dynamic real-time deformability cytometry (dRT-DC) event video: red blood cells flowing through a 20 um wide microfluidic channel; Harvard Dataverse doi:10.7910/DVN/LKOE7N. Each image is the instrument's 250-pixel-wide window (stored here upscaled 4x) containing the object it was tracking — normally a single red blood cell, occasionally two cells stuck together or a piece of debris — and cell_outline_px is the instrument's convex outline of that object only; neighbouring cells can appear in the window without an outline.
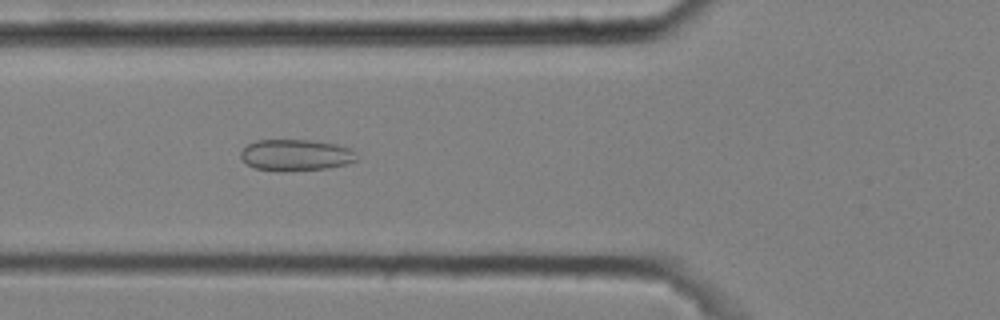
{"species": "common noctule bat (a hibernating species)", "species_latin": "Nyctalus noctula", "temperature_condition": "cold", "stored_images_in_passage": 35, "camera_frame_rate_fps": 3000, "um_per_image_px": 0.085, "animal": {"sex": "male", "body_mass_g": 20.4}, "frame": {"image": 1, "passage_image": 3, "time_ms": 0.667, "image_size_px": [1000, 320], "cell_outline_px": [[356, 160], [348, 164], [328, 168], [288, 172], [280, 172], [256, 168], [248, 164], [240, 156], [240, 152], [248, 144], [256, 140], [312, 140], [336, 144], [348, 148], [352, 152]], "centroid_in_image_um": [25.11, 13.19], "position_along_channel_um": 100.7, "area_um2": 21.21}}
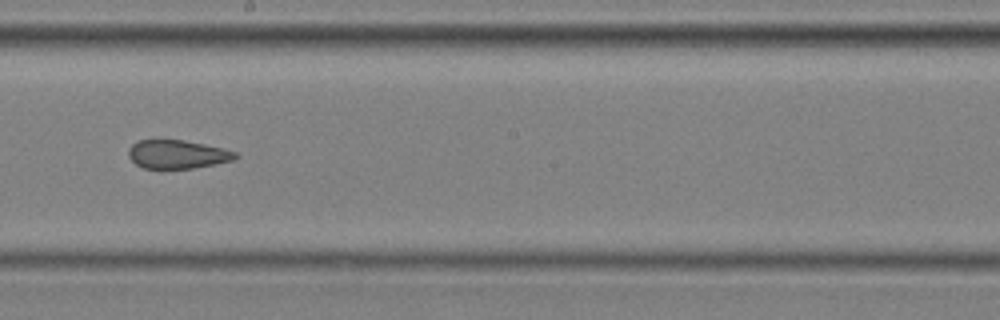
{"frame": {"image": 2, "passage_image": 14, "time_ms": 4.333, "image_size_px": [1000, 320], "cell_outline_px": [[240, 156], [232, 160], [192, 168], [144, 168], [136, 164], [128, 156], [128, 148], [132, 144], [140, 140], [184, 140], [224, 148], [236, 152]], "centroid_in_image_um": [15.07, 13.1], "position_along_channel_um": 233.1, "area_um2": 17.63}}
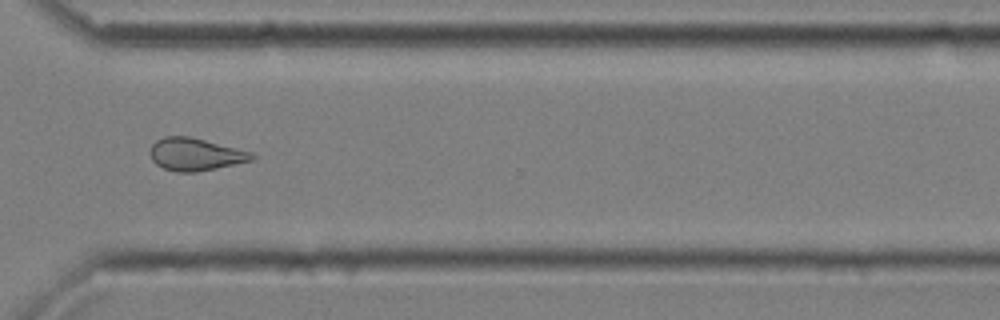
{"frame": {"image": 3, "passage_image": 24, "time_ms": 7.667, "image_size_px": [1000, 320], "cell_outline_px": [[256, 156], [252, 160], [216, 168], [196, 172], [176, 172], [164, 168], [156, 164], [152, 160], [148, 152], [152, 144], [156, 140], [164, 136], [188, 136], [252, 152]], "centroid_in_image_um": [16.55, 13.12], "position_along_channel_um": 354.0, "area_um2": 19.19}}